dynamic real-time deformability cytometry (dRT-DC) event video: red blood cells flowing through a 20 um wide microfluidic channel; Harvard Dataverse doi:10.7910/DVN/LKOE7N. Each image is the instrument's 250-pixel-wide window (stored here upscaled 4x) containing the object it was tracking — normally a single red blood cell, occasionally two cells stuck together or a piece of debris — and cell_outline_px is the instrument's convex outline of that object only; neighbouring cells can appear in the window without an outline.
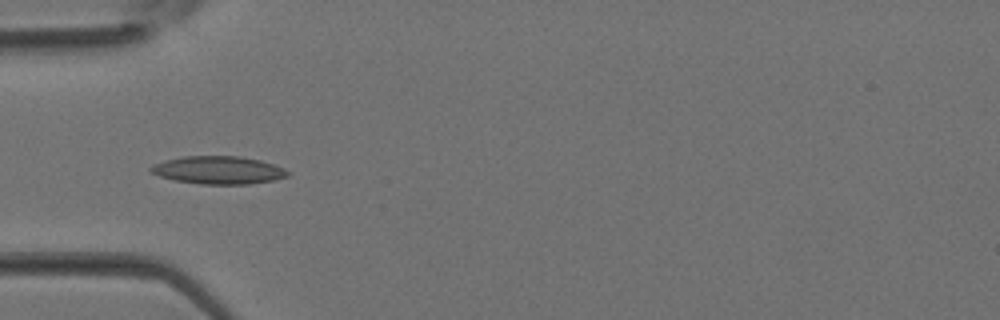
{"species": "Egyptian fruit bat (a non-hibernating species)", "species_latin": "Rousettus aegyptiacus", "temperature_condition": "room temperature", "stored_images_in_passage": 5, "camera_frame_rate_fps": 3000, "um_per_image_px": 0.085, "animal": {"sex": "female"}, "frame": {"image": 1, "passage_image": 4, "time_ms": 1.0, "image_size_px": [1000, 320], "cell_outline_px": [[292, 172], [288, 176], [272, 180], [248, 184], [200, 184], [172, 180], [160, 176], [152, 172], [148, 168], [152, 164], [184, 156], [240, 156], [260, 160], [284, 168]], "centroid_in_image_um": [18.57, 14.46], "position_along_channel_um": 66.4, "area_um2": 22.2}}
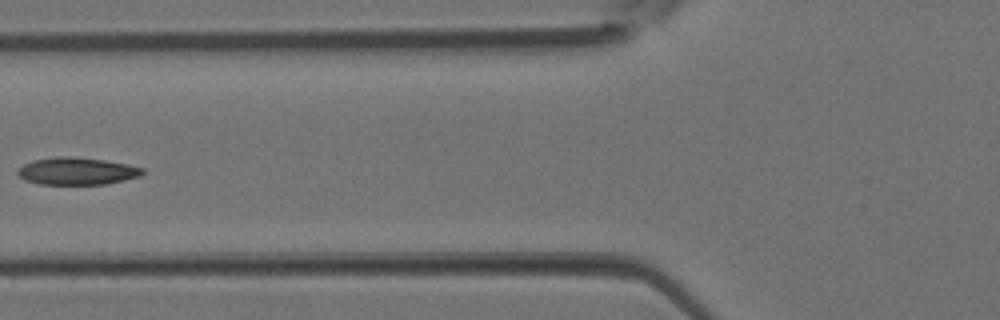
{"frame": {"image": 2, "passage_image": 5, "time_ms": 1.333, "image_size_px": [1000, 320], "cell_outline_px": [[144, 172], [140, 176], [124, 180], [104, 184], [40, 184], [24, 180], [16, 172], [24, 164], [32, 160], [56, 156], [68, 156], [104, 160], [128, 164], [144, 168]], "centroid_in_image_um": [6.53, 14.54], "position_along_channel_um": 119.3, "area_um2": 19.83}}